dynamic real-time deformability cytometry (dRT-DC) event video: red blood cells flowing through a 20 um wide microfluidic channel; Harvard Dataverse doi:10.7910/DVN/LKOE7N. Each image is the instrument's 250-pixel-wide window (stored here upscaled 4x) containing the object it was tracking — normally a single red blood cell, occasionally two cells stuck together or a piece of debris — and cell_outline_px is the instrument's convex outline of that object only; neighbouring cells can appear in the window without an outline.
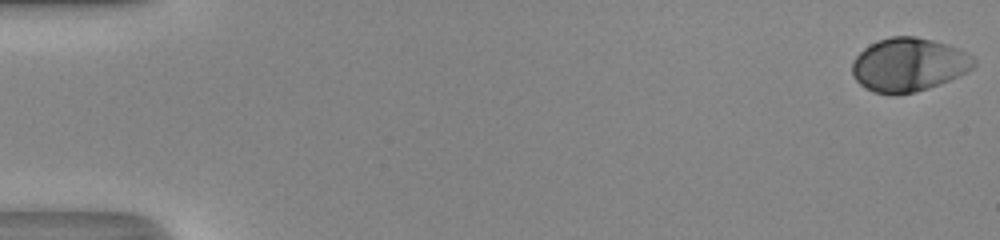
{"species": "human", "species_latin": "Homo sapiens", "temperature_condition": "room temperature", "stored_images_in_passage": 51, "camera_frame_rate_fps": 3000, "um_per_image_px": 0.085, "donor": {"sex": "male"}, "frame": {"image": 1, "passage_image": 1, "time_ms": 0.0, "image_size_px": [1000, 240], "cell_outline_px": [[976, 64], [972, 68], [948, 80], [928, 88], [916, 92], [896, 96], [892, 96], [872, 92], [864, 88], [856, 80], [852, 72], [852, 60], [864, 48], [880, 40], [892, 36], [916, 36], [932, 40], [956, 48], [972, 56], [976, 60]], "centroid_in_image_um": [77.18, 5.52], "position_along_channel_um": 7.8, "area_um2": 37.86}}
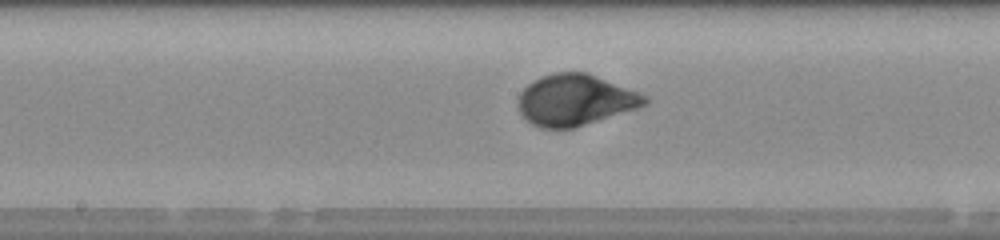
{"frame": {"image": 2, "passage_image": 28, "time_ms": 9.0, "image_size_px": [1000, 240], "cell_outline_px": [[648, 104], [636, 108], [572, 128], [540, 128], [532, 124], [520, 112], [520, 92], [532, 80], [540, 76], [556, 72], [588, 72], [648, 96]], "centroid_in_image_um": [48.89, 8.48], "position_along_channel_um": 199.3, "area_um2": 37.28}}
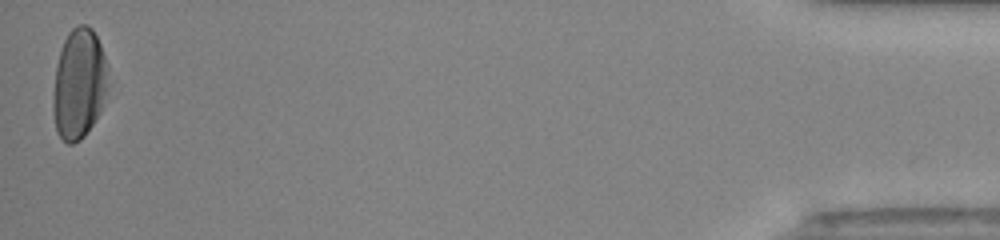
{"frame": {"image": 3, "passage_image": 51, "time_ms": 16.667, "image_size_px": [1000, 240], "cell_outline_px": [[108, 84], [100, 112], [84, 136], [80, 140], [72, 144], [68, 144], [56, 132], [52, 112], [52, 104], [56, 64], [64, 40], [68, 32], [72, 28], [80, 24], [88, 24], [92, 28], [100, 44], [104, 56]], "centroid_in_image_um": [6.69, 7.13], "position_along_channel_um": 428.5, "area_um2": 35.32}, "authors_computed_cell_mechanics": {"area_um2": 36.5874, "velocity_mm_per_s": 4.1791, "shape_relaxation_time_tau1_ms": 2.6889, "shape_relaxation_time_tau2_ms": null, "deformation_change_tau1": 0.1736, "deformation_change_tau2": null}}